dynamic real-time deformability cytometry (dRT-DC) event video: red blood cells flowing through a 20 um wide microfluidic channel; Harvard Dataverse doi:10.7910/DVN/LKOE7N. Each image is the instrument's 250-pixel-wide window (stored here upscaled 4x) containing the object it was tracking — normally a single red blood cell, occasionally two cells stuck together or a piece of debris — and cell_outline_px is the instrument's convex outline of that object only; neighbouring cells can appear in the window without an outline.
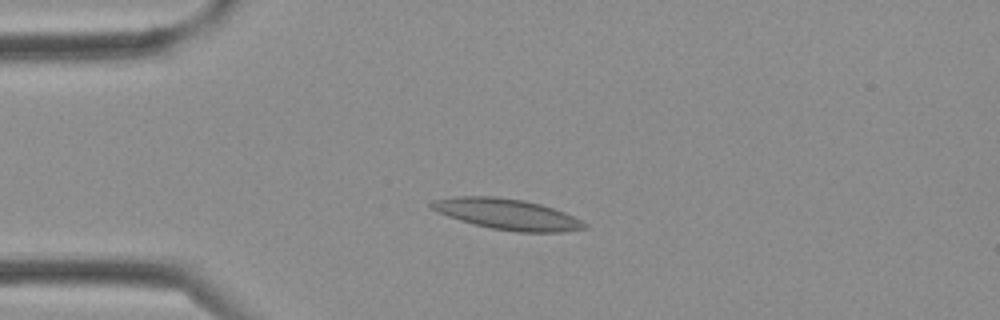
{"species": "Egyptian fruit bat (a non-hibernating species)", "species_latin": "Rousettus aegyptiacus", "temperature_condition": "cold", "stored_images_in_passage": 3, "camera_frame_rate_fps": 3000, "um_per_image_px": 0.085, "frame": {"image": 1, "passage_image": 3, "time_ms": 0.667, "image_size_px": [1000, 320], "cell_outline_px": [[588, 228], [564, 232], [516, 232], [492, 228], [460, 220], [448, 216], [432, 208], [428, 204], [432, 200], [456, 196], [496, 196], [524, 200], [540, 204], [564, 212], [588, 224]], "centroid_in_image_um": [43.13, 18.2], "position_along_channel_um": 41.9, "area_um2": 27.28}}